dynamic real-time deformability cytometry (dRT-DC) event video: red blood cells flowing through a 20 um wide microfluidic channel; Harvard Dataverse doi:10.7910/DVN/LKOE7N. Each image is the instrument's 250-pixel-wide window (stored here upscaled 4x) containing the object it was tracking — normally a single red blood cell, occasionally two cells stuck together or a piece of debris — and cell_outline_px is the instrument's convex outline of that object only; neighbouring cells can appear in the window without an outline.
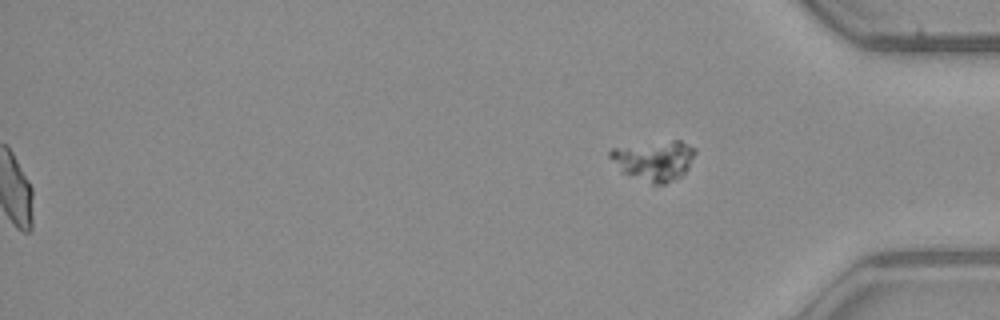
{"species": "common noctule bat (a hibernating species)", "species_latin": "Nyctalus noctula", "temperature_condition": "warm", "stored_images_in_passage": 54, "segment_of_instrument_passage": [2, 2], "camera_frame_rate_fps": 3000, "um_per_image_px": 0.085, "animal": {"sex": "male", "body_mass_g": 23.1, "forearm_length_mm": 52.7}, "frame": {"image": 1, "passage_image": 54, "time_ms": 17.667, "image_size_px": [1000, 320], "cell_outline_px": [[696, 152], [688, 168], [680, 176], [664, 184], [652, 184], [620, 172], [608, 156], [608, 152], [612, 148], [672, 140], [680, 140], [696, 148]], "centroid_in_image_um": [55.58, 13.64], "position_along_channel_um": 379.6, "area_um2": 19.83}}